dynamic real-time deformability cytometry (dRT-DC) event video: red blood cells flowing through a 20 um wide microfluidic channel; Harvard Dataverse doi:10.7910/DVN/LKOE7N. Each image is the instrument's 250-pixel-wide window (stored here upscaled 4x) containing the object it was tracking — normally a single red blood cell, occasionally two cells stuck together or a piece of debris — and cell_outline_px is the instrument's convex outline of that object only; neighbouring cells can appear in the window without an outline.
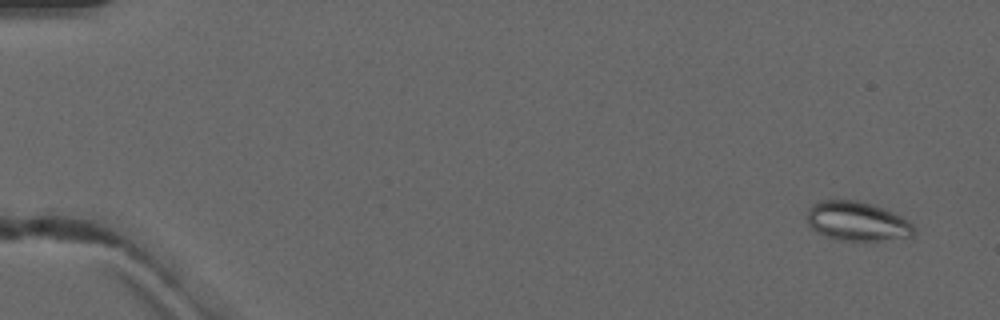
{"species": "common noctule bat (a hibernating species)", "species_latin": "Nyctalus noctula", "temperature_condition": "warm", "stored_images_in_passage": 6, "camera_frame_rate_fps": 3000, "um_per_image_px": 0.085, "animal": {"sex": "male", "forearm_length_mm": 52.5}, "frame": {"image": 1, "passage_image": 1, "time_ms": 0.0, "image_size_px": [1000, 320], "cell_outline_px": [[912, 236], [876, 240], [844, 240], [824, 236], [816, 232], [808, 224], [808, 208], [812, 204], [820, 200], [856, 200], [872, 204], [884, 208], [908, 220], [912, 224]], "centroid_in_image_um": [72.8, 18.78], "position_along_channel_um": 12.2, "area_um2": 24.1}}